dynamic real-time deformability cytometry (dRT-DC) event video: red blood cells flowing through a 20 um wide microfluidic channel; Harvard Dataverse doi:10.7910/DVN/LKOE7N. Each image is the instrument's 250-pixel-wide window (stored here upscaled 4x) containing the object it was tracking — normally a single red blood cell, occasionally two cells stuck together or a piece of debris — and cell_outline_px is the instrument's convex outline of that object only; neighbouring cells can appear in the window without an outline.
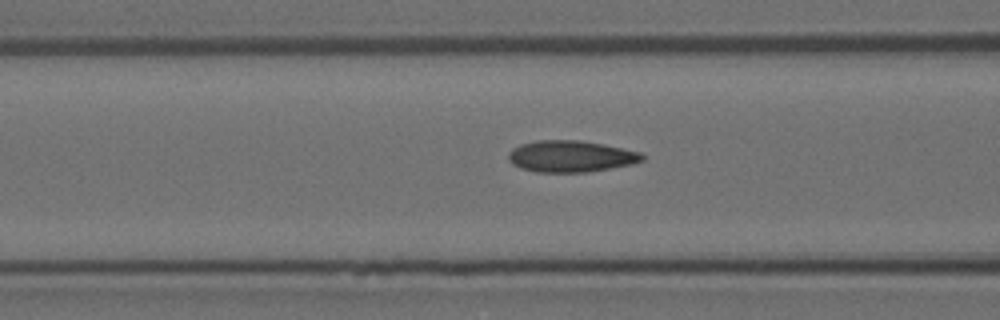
{"species": "Egyptian fruit bat (a non-hibernating species)", "species_latin": "Rousettus aegyptiacus", "temperature_condition": "room temperature", "stored_images_in_passage": 15, "camera_frame_rate_fps": 3000, "um_per_image_px": 0.085, "animal": {"sex": "female"}, "frame": {"image": 1, "passage_image": 9, "time_ms": 2.667, "image_size_px": [1000, 320], "cell_outline_px": [[644, 160], [632, 164], [588, 172], [536, 172], [520, 168], [512, 164], [508, 160], [508, 152], [512, 148], [520, 144], [536, 140], [580, 140], [604, 144], [640, 152], [644, 156]], "centroid_in_image_um": [48.48, 13.28], "position_along_channel_um": 118.1, "area_um2": 24.74}}
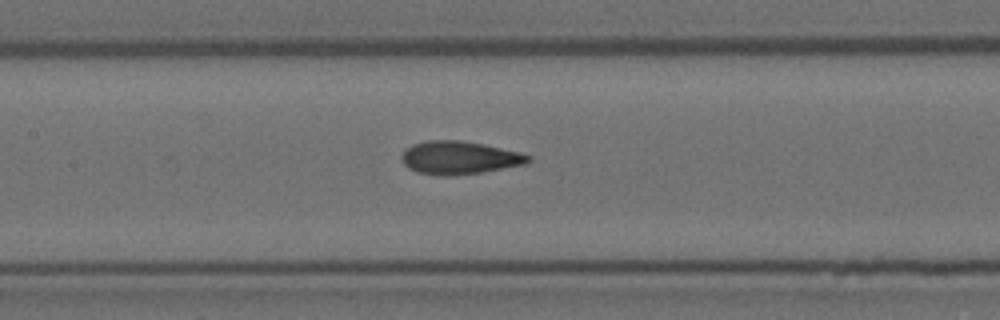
{"frame": {"image": 2, "passage_image": 13, "time_ms": 4.0, "image_size_px": [1000, 320], "cell_outline_px": [[532, 160], [528, 164], [480, 172], [448, 176], [444, 176], [416, 172], [408, 168], [400, 160], [400, 156], [412, 144], [428, 140], [460, 140], [484, 144], [520, 152], [532, 156]], "centroid_in_image_um": [39.06, 13.4], "position_along_channel_um": 168.3, "area_um2": 24.51}}